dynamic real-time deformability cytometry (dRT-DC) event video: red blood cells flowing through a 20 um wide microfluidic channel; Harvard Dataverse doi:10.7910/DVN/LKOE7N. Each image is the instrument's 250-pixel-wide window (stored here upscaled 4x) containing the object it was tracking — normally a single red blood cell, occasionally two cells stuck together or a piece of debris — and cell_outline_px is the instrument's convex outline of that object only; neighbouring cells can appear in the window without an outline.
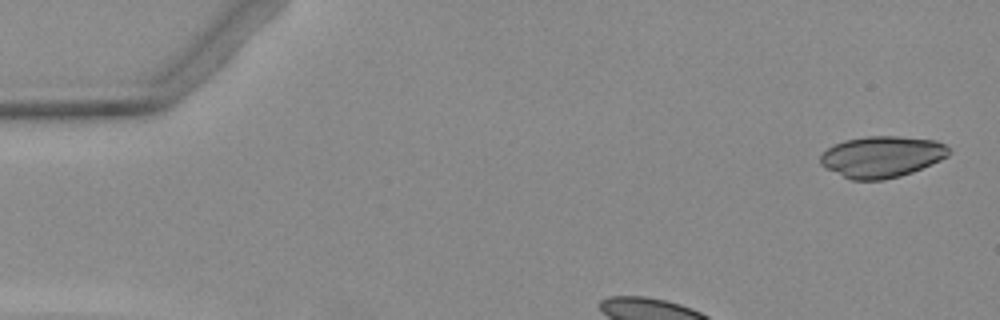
{"species": "Egyptian fruit bat (a non-hibernating species)", "species_latin": "Rousettus aegyptiacus", "temperature_condition": "warm", "stored_images_in_passage": 4, "camera_frame_rate_fps": 3000, "um_per_image_px": 0.085, "animal": {"sex": "female"}, "frame": {"image": 1, "passage_image": 1, "time_ms": 0.0, "image_size_px": [1000, 320], "cell_outline_px": [[952, 152], [948, 156], [940, 160], [912, 172], [900, 176], [884, 180], [852, 180], [824, 168], [820, 164], [820, 156], [828, 148], [844, 140], [864, 136], [900, 136], [936, 140], [944, 144]], "centroid_in_image_um": [74.95, 13.32], "position_along_channel_um": 10.0, "area_um2": 31.04}}
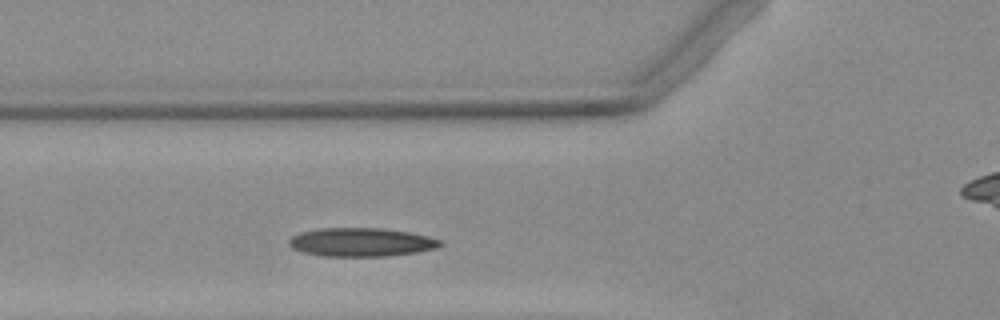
{"frame": {"image": 2, "passage_image": 3, "time_ms": 3.333, "image_size_px": [1000, 320], "cell_outline_px": [[444, 244], [436, 248], [416, 252], [388, 256], [324, 256], [300, 252], [292, 248], [288, 244], [288, 240], [292, 236], [300, 232], [320, 228], [380, 228], [408, 232], [428, 236], [444, 240]], "centroid_in_image_um": [30.7, 20.58], "position_along_channel_um": 95.1, "area_um2": 25.37}}